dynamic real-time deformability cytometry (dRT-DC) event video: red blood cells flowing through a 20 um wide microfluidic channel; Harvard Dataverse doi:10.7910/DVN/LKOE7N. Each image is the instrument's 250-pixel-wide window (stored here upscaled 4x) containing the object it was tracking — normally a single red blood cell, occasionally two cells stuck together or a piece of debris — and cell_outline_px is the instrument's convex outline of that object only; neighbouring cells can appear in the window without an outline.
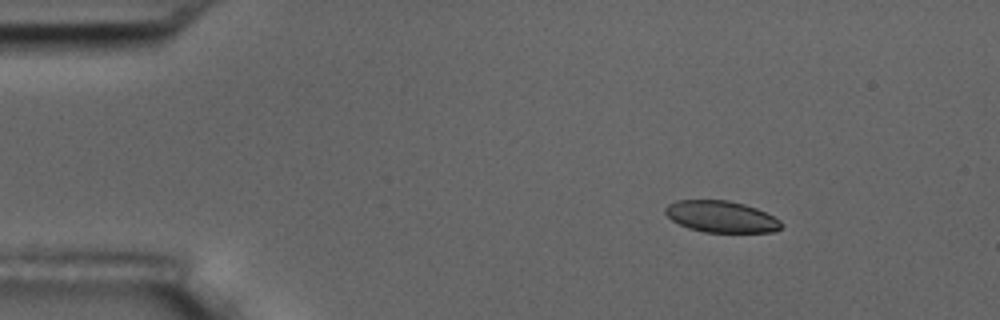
{"species": "common noctule bat (a hibernating species)", "species_latin": "Nyctalus noctula", "temperature_condition": "room temperature", "stored_images_in_passage": 11, "camera_frame_rate_fps": 3000, "um_per_image_px": 0.085, "animal": {"sex": "male", "body_mass_g": 17.5, "forearm_length_mm": 52.3}, "frame": {"image": 1, "passage_image": 2, "time_ms": 2.0, "image_size_px": [1000, 320], "cell_outline_px": [[784, 224], [780, 228], [772, 232], [704, 232], [688, 228], [672, 220], [664, 212], [664, 208], [668, 204], [676, 200], [728, 200], [744, 204], [756, 208], [780, 220]], "centroid_in_image_um": [61.28, 18.41], "position_along_channel_um": 23.7, "area_um2": 21.27}}
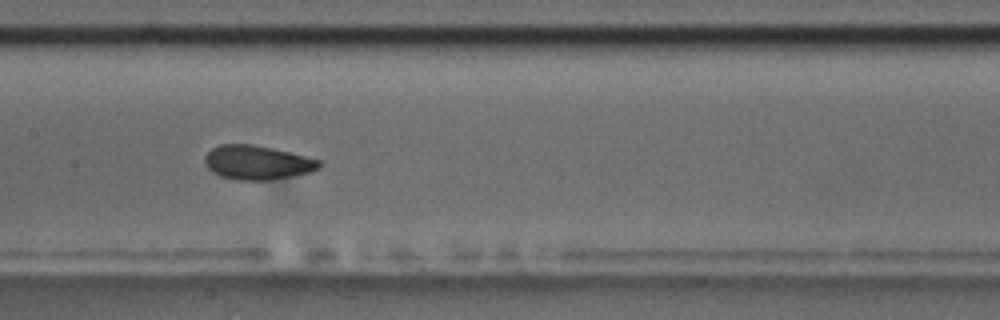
{"frame": {"image": 2, "passage_image": 8, "time_ms": 8.667, "image_size_px": [1000, 320], "cell_outline_px": [[324, 164], [320, 168], [308, 172], [268, 180], [236, 180], [220, 176], [212, 172], [204, 164], [204, 156], [212, 148], [220, 144], [252, 144], [272, 148], [320, 160]], "centroid_in_image_um": [21.82, 13.81], "position_along_channel_um": 185.6, "area_um2": 22.66}}
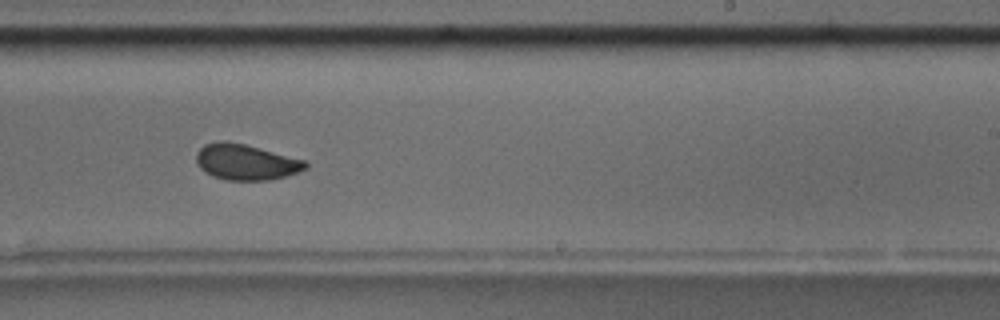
{"frame": {"image": 3, "passage_image": 10, "time_ms": 11.0, "image_size_px": [1000, 320], "cell_outline_px": [[308, 168], [284, 176], [268, 180], [224, 180], [212, 176], [200, 168], [196, 164], [196, 152], [204, 144], [220, 140], [228, 140], [244, 144], [304, 160], [308, 164]], "centroid_in_image_um": [20.84, 13.77], "position_along_channel_um": 268.2, "area_um2": 22.72}}